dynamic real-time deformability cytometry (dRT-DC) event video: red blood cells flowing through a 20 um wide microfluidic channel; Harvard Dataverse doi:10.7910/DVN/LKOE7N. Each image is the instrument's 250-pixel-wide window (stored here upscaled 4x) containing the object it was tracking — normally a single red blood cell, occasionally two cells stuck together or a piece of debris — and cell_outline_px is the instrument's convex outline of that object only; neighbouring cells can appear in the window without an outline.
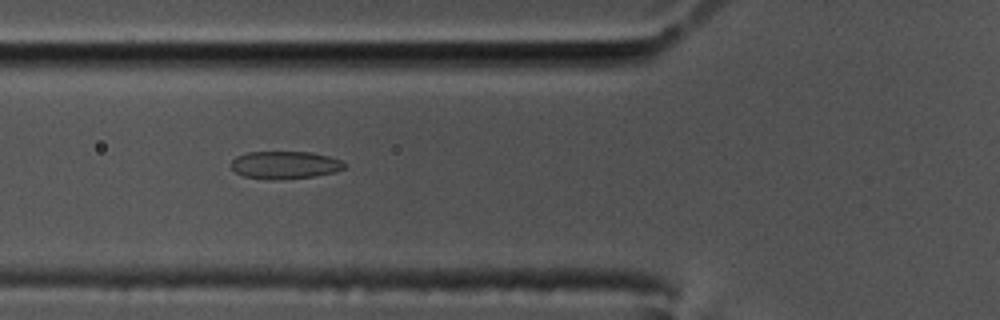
{"species": "common noctule bat (a hibernating species)", "species_latin": "Nyctalus noctula", "temperature_condition": "cold", "stored_images_in_passage": 43, "segment_of_instrument_passage": [1, 2], "camera_frame_rate_fps": 3000, "um_per_image_px": 0.085, "animal": {"sex": "male", "body_mass_g": 17.5, "forearm_length_mm": 52.3}, "frame": {"image": 1, "passage_image": 6, "time_ms": 1.667, "image_size_px": [1000, 320], "cell_outline_px": [[348, 164], [344, 168], [336, 172], [312, 176], [244, 176], [236, 172], [232, 168], [232, 160], [236, 156], [248, 152], [312, 152], [328, 156], [340, 160]], "centroid_in_image_um": [24.28, 13.95], "position_along_channel_um": 101.5, "area_um2": 17.17}}
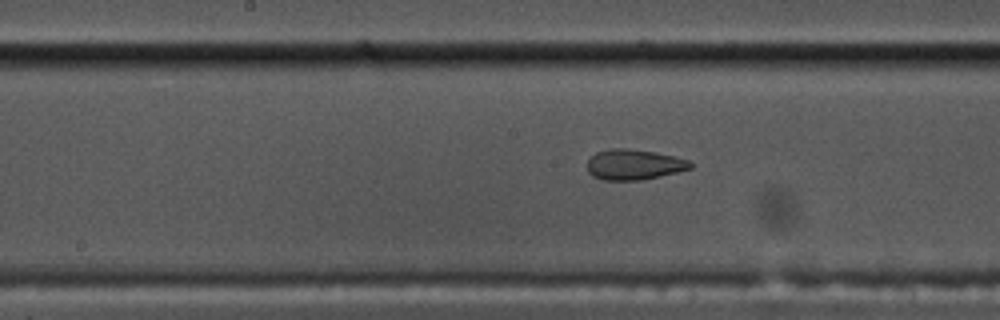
{"frame": {"image": 2, "passage_image": 14, "time_ms": 4.333, "image_size_px": [1000, 320], "cell_outline_px": [[692, 168], [660, 176], [640, 180], [604, 180], [592, 176], [588, 172], [588, 160], [596, 152], [608, 148], [628, 148], [656, 152], [688, 160], [692, 164]], "centroid_in_image_um": [53.86, 13.98], "position_along_channel_um": 194.3, "area_um2": 18.26}}
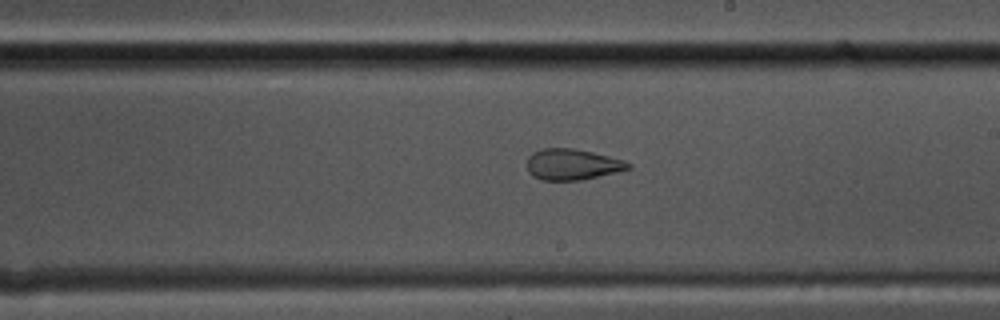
{"frame": {"image": 3, "passage_image": 18, "time_ms": 5.667, "image_size_px": [1000, 320], "cell_outline_px": [[632, 168], [616, 172], [580, 180], [540, 180], [532, 176], [528, 172], [528, 156], [532, 152], [544, 148], [572, 148], [592, 152], [624, 160], [632, 164]], "centroid_in_image_um": [48.63, 13.97], "position_along_channel_um": 240.4, "area_um2": 18.26}}